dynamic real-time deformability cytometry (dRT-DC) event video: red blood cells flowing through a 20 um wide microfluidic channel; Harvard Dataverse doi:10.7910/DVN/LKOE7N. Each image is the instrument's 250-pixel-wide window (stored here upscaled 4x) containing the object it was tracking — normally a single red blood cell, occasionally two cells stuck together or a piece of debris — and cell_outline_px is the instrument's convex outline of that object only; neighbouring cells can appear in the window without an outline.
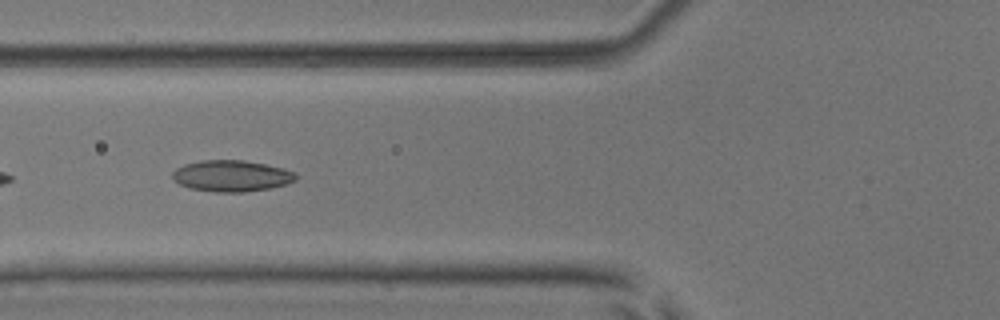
{"species": "common noctule bat (a hibernating species)", "species_latin": "Nyctalus noctula", "temperature_condition": "room temperature", "stored_images_in_passage": 37, "camera_frame_rate_fps": 3000, "um_per_image_px": 0.085, "animal": {"sex": "male", "body_mass_g": 17.9, "forearm_length_mm": 54.2}, "frame": {"image": 1, "passage_image": 5, "time_ms": 1.333, "image_size_px": [1000, 320], "cell_outline_px": [[296, 180], [272, 188], [244, 192], [216, 192], [188, 188], [172, 180], [172, 172], [176, 168], [184, 164], [200, 160], [244, 160], [284, 168], [296, 172]], "centroid_in_image_um": [19.66, 14.95], "position_along_channel_um": 106.1, "area_um2": 22.66}}
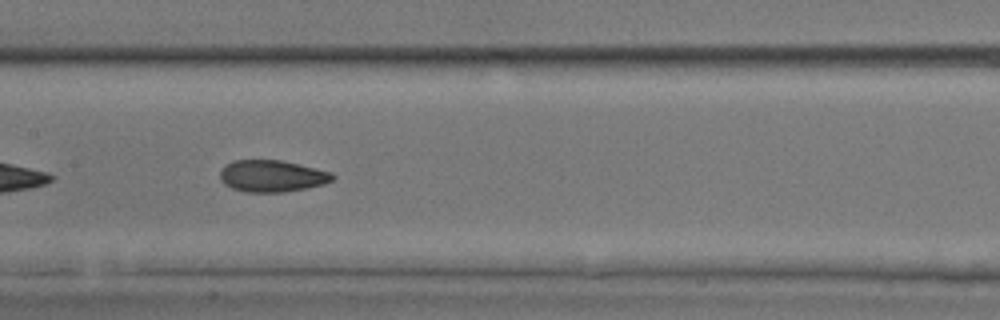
{"frame": {"image": 2, "passage_image": 11, "time_ms": 3.333, "image_size_px": [1000, 320], "cell_outline_px": [[336, 176], [332, 180], [324, 184], [284, 192], [244, 192], [232, 188], [224, 184], [220, 180], [220, 168], [232, 160], [280, 160], [300, 164], [332, 172]], "centroid_in_image_um": [23.09, 14.95], "position_along_channel_um": 184.3, "area_um2": 20.98}}
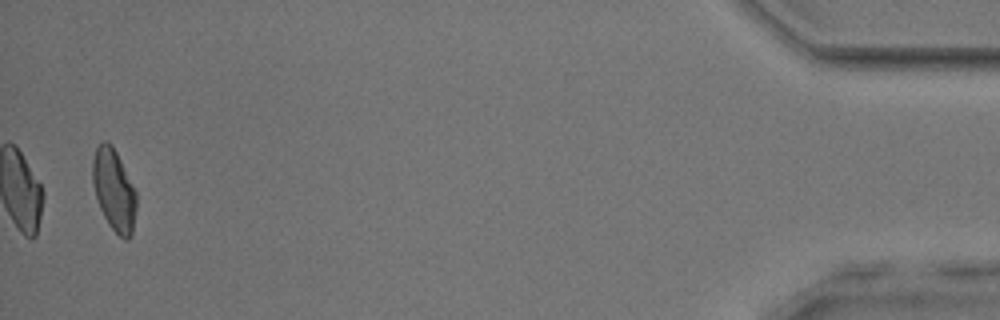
{"frame": {"image": 3, "passage_image": 36, "time_ms": 11.667, "image_size_px": [1000, 320], "cell_outline_px": [[136, 208], [132, 232], [128, 240], [124, 240], [108, 224], [100, 208], [96, 196], [92, 180], [92, 160], [96, 148], [104, 140], [112, 144], [136, 192]], "centroid_in_image_um": [9.68, 16.15], "position_along_channel_um": 425.5, "area_um2": 20.58}, "authors_computed_cell_mechanics": {"area_um2": 20.8658, "velocity_mm_per_s": 3.9119, "shape_relaxation_time_tau1_ms": 6.8473, "shape_relaxation_time_tau2_ms": 1.7921, "deformation_change_tau1": 0.127, "deformation_change_tau2": 0.0795}}